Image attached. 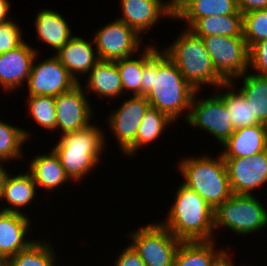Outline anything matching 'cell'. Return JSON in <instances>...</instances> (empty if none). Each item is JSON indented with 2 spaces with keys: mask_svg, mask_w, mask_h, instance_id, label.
<instances>
[{
  "mask_svg": "<svg viewBox=\"0 0 267 266\" xmlns=\"http://www.w3.org/2000/svg\"><path fill=\"white\" fill-rule=\"evenodd\" d=\"M177 187L167 217L159 222L182 242L217 240L214 209L182 182Z\"/></svg>",
  "mask_w": 267,
  "mask_h": 266,
  "instance_id": "cell-1",
  "label": "cell"
},
{
  "mask_svg": "<svg viewBox=\"0 0 267 266\" xmlns=\"http://www.w3.org/2000/svg\"><path fill=\"white\" fill-rule=\"evenodd\" d=\"M95 123L94 121L84 129L59 135L60 137L56 135L59 139L56 144L53 143L52 149L73 183L79 184L84 181L83 178L86 181L89 174L102 163L101 156L106 151L108 137L105 129Z\"/></svg>",
  "mask_w": 267,
  "mask_h": 266,
  "instance_id": "cell-2",
  "label": "cell"
},
{
  "mask_svg": "<svg viewBox=\"0 0 267 266\" xmlns=\"http://www.w3.org/2000/svg\"><path fill=\"white\" fill-rule=\"evenodd\" d=\"M196 92L175 63L162 50L160 51L158 46L157 74H154L153 88L145 96L151 107L167 114L176 124L185 114V122Z\"/></svg>",
  "mask_w": 267,
  "mask_h": 266,
  "instance_id": "cell-3",
  "label": "cell"
},
{
  "mask_svg": "<svg viewBox=\"0 0 267 266\" xmlns=\"http://www.w3.org/2000/svg\"><path fill=\"white\" fill-rule=\"evenodd\" d=\"M168 46L161 48L177 66L183 77L195 88L214 86V90L227 82L215 69L202 37L184 28ZM204 87V88H203Z\"/></svg>",
  "mask_w": 267,
  "mask_h": 266,
  "instance_id": "cell-4",
  "label": "cell"
},
{
  "mask_svg": "<svg viewBox=\"0 0 267 266\" xmlns=\"http://www.w3.org/2000/svg\"><path fill=\"white\" fill-rule=\"evenodd\" d=\"M218 153V157L208 152L201 156L181 157L176 165L182 183L196 191L213 209L233 194L225 160Z\"/></svg>",
  "mask_w": 267,
  "mask_h": 266,
  "instance_id": "cell-5",
  "label": "cell"
},
{
  "mask_svg": "<svg viewBox=\"0 0 267 266\" xmlns=\"http://www.w3.org/2000/svg\"><path fill=\"white\" fill-rule=\"evenodd\" d=\"M255 195L232 194L214 209V231L220 227L235 236L255 235L266 230L267 208Z\"/></svg>",
  "mask_w": 267,
  "mask_h": 266,
  "instance_id": "cell-6",
  "label": "cell"
},
{
  "mask_svg": "<svg viewBox=\"0 0 267 266\" xmlns=\"http://www.w3.org/2000/svg\"><path fill=\"white\" fill-rule=\"evenodd\" d=\"M129 243L146 266H173L181 240L175 237L158 220L128 231Z\"/></svg>",
  "mask_w": 267,
  "mask_h": 266,
  "instance_id": "cell-7",
  "label": "cell"
},
{
  "mask_svg": "<svg viewBox=\"0 0 267 266\" xmlns=\"http://www.w3.org/2000/svg\"><path fill=\"white\" fill-rule=\"evenodd\" d=\"M199 93L202 92L197 91L193 97L189 116L185 122L190 128L197 127L206 134L209 133L222 146L235 131L226 105L213 91L212 96L207 95V97L206 95L199 97Z\"/></svg>",
  "mask_w": 267,
  "mask_h": 266,
  "instance_id": "cell-8",
  "label": "cell"
},
{
  "mask_svg": "<svg viewBox=\"0 0 267 266\" xmlns=\"http://www.w3.org/2000/svg\"><path fill=\"white\" fill-rule=\"evenodd\" d=\"M203 43L216 71L227 81L249 70V48L243 36H206Z\"/></svg>",
  "mask_w": 267,
  "mask_h": 266,
  "instance_id": "cell-9",
  "label": "cell"
},
{
  "mask_svg": "<svg viewBox=\"0 0 267 266\" xmlns=\"http://www.w3.org/2000/svg\"><path fill=\"white\" fill-rule=\"evenodd\" d=\"M98 28L93 41L99 60L115 61L128 58L144 47L143 38L117 18Z\"/></svg>",
  "mask_w": 267,
  "mask_h": 266,
  "instance_id": "cell-10",
  "label": "cell"
},
{
  "mask_svg": "<svg viewBox=\"0 0 267 266\" xmlns=\"http://www.w3.org/2000/svg\"><path fill=\"white\" fill-rule=\"evenodd\" d=\"M120 100L122 104L110 110L105 123L116 138L118 148L124 154L135 143L143 116L151 105L142 95L129 96L128 99L123 96Z\"/></svg>",
  "mask_w": 267,
  "mask_h": 266,
  "instance_id": "cell-11",
  "label": "cell"
},
{
  "mask_svg": "<svg viewBox=\"0 0 267 266\" xmlns=\"http://www.w3.org/2000/svg\"><path fill=\"white\" fill-rule=\"evenodd\" d=\"M40 56L38 53L32 64L31 73L25 86L28 88L27 96L55 97L78 84L53 54L43 60L39 59ZM37 59L41 62H38Z\"/></svg>",
  "mask_w": 267,
  "mask_h": 266,
  "instance_id": "cell-12",
  "label": "cell"
},
{
  "mask_svg": "<svg viewBox=\"0 0 267 266\" xmlns=\"http://www.w3.org/2000/svg\"><path fill=\"white\" fill-rule=\"evenodd\" d=\"M78 83L67 92L55 96L56 132L60 135L86 128L95 118L94 106Z\"/></svg>",
  "mask_w": 267,
  "mask_h": 266,
  "instance_id": "cell-13",
  "label": "cell"
},
{
  "mask_svg": "<svg viewBox=\"0 0 267 266\" xmlns=\"http://www.w3.org/2000/svg\"><path fill=\"white\" fill-rule=\"evenodd\" d=\"M232 193L254 195L267 186V149L251 158L223 157Z\"/></svg>",
  "mask_w": 267,
  "mask_h": 266,
  "instance_id": "cell-14",
  "label": "cell"
},
{
  "mask_svg": "<svg viewBox=\"0 0 267 266\" xmlns=\"http://www.w3.org/2000/svg\"><path fill=\"white\" fill-rule=\"evenodd\" d=\"M121 6V20L140 37L153 30L163 18L174 20V7L168 0H118ZM161 18V19H160Z\"/></svg>",
  "mask_w": 267,
  "mask_h": 266,
  "instance_id": "cell-15",
  "label": "cell"
},
{
  "mask_svg": "<svg viewBox=\"0 0 267 266\" xmlns=\"http://www.w3.org/2000/svg\"><path fill=\"white\" fill-rule=\"evenodd\" d=\"M40 50L24 42L0 54V87L7 94L26 86L36 55Z\"/></svg>",
  "mask_w": 267,
  "mask_h": 266,
  "instance_id": "cell-16",
  "label": "cell"
},
{
  "mask_svg": "<svg viewBox=\"0 0 267 266\" xmlns=\"http://www.w3.org/2000/svg\"><path fill=\"white\" fill-rule=\"evenodd\" d=\"M84 38L81 35H73L53 54L77 83H80L81 77H85L99 61L93 39Z\"/></svg>",
  "mask_w": 267,
  "mask_h": 266,
  "instance_id": "cell-17",
  "label": "cell"
},
{
  "mask_svg": "<svg viewBox=\"0 0 267 266\" xmlns=\"http://www.w3.org/2000/svg\"><path fill=\"white\" fill-rule=\"evenodd\" d=\"M31 221L29 215L0 210V254L4 258L16 255L35 241L29 236Z\"/></svg>",
  "mask_w": 267,
  "mask_h": 266,
  "instance_id": "cell-18",
  "label": "cell"
},
{
  "mask_svg": "<svg viewBox=\"0 0 267 266\" xmlns=\"http://www.w3.org/2000/svg\"><path fill=\"white\" fill-rule=\"evenodd\" d=\"M37 190V185L27 169L26 172L19 170V173L17 172V174L14 175L13 173L11 175L9 172L4 183L1 200V203L3 201L6 203L0 204V210L28 215L27 212L25 213L23 210H25V208L28 209L30 205L32 206L34 201L39 200L36 197V194L38 193Z\"/></svg>",
  "mask_w": 267,
  "mask_h": 266,
  "instance_id": "cell-19",
  "label": "cell"
},
{
  "mask_svg": "<svg viewBox=\"0 0 267 266\" xmlns=\"http://www.w3.org/2000/svg\"><path fill=\"white\" fill-rule=\"evenodd\" d=\"M85 77V85L80 84L88 96L95 94L111 101L122 97V81L115 61L99 60Z\"/></svg>",
  "mask_w": 267,
  "mask_h": 266,
  "instance_id": "cell-20",
  "label": "cell"
},
{
  "mask_svg": "<svg viewBox=\"0 0 267 266\" xmlns=\"http://www.w3.org/2000/svg\"><path fill=\"white\" fill-rule=\"evenodd\" d=\"M34 18V28L39 43H45L56 53L72 37V28L66 17L53 9L38 10Z\"/></svg>",
  "mask_w": 267,
  "mask_h": 266,
  "instance_id": "cell-21",
  "label": "cell"
},
{
  "mask_svg": "<svg viewBox=\"0 0 267 266\" xmlns=\"http://www.w3.org/2000/svg\"><path fill=\"white\" fill-rule=\"evenodd\" d=\"M27 167L37 188H43L48 193L56 192L58 188L72 182L66 175L58 155L52 148L47 153H39L32 157Z\"/></svg>",
  "mask_w": 267,
  "mask_h": 266,
  "instance_id": "cell-22",
  "label": "cell"
},
{
  "mask_svg": "<svg viewBox=\"0 0 267 266\" xmlns=\"http://www.w3.org/2000/svg\"><path fill=\"white\" fill-rule=\"evenodd\" d=\"M216 243V240L181 242L173 266H219L230 254L231 247L217 248Z\"/></svg>",
  "mask_w": 267,
  "mask_h": 266,
  "instance_id": "cell-23",
  "label": "cell"
},
{
  "mask_svg": "<svg viewBox=\"0 0 267 266\" xmlns=\"http://www.w3.org/2000/svg\"><path fill=\"white\" fill-rule=\"evenodd\" d=\"M267 149L265 124L236 129L221 146L222 157L251 158Z\"/></svg>",
  "mask_w": 267,
  "mask_h": 266,
  "instance_id": "cell-24",
  "label": "cell"
},
{
  "mask_svg": "<svg viewBox=\"0 0 267 266\" xmlns=\"http://www.w3.org/2000/svg\"><path fill=\"white\" fill-rule=\"evenodd\" d=\"M236 0H178L174 20H181L189 28L197 19L237 13Z\"/></svg>",
  "mask_w": 267,
  "mask_h": 266,
  "instance_id": "cell-25",
  "label": "cell"
},
{
  "mask_svg": "<svg viewBox=\"0 0 267 266\" xmlns=\"http://www.w3.org/2000/svg\"><path fill=\"white\" fill-rule=\"evenodd\" d=\"M172 123L174 124L176 122L167 114L150 106L144 114L138 128L135 143L123 155L132 158L134 155H137V151H141L142 148L149 147L153 142H157L161 138V135L164 134L163 132L169 126L171 128Z\"/></svg>",
  "mask_w": 267,
  "mask_h": 266,
  "instance_id": "cell-26",
  "label": "cell"
},
{
  "mask_svg": "<svg viewBox=\"0 0 267 266\" xmlns=\"http://www.w3.org/2000/svg\"><path fill=\"white\" fill-rule=\"evenodd\" d=\"M236 82L230 81L213 90L224 101L234 130L262 124L254 114L243 94L236 89ZM224 91H223V90Z\"/></svg>",
  "mask_w": 267,
  "mask_h": 266,
  "instance_id": "cell-27",
  "label": "cell"
},
{
  "mask_svg": "<svg viewBox=\"0 0 267 266\" xmlns=\"http://www.w3.org/2000/svg\"><path fill=\"white\" fill-rule=\"evenodd\" d=\"M239 79L242 80V84L238 87V90L250 105L252 114L262 124H265L267 122V76H261L248 70L242 76L231 81L238 83Z\"/></svg>",
  "mask_w": 267,
  "mask_h": 266,
  "instance_id": "cell-28",
  "label": "cell"
},
{
  "mask_svg": "<svg viewBox=\"0 0 267 266\" xmlns=\"http://www.w3.org/2000/svg\"><path fill=\"white\" fill-rule=\"evenodd\" d=\"M188 29L200 37L243 36V14L209 16L197 19Z\"/></svg>",
  "mask_w": 267,
  "mask_h": 266,
  "instance_id": "cell-29",
  "label": "cell"
},
{
  "mask_svg": "<svg viewBox=\"0 0 267 266\" xmlns=\"http://www.w3.org/2000/svg\"><path fill=\"white\" fill-rule=\"evenodd\" d=\"M51 243L46 238H38L26 249L7 258V266H58L57 250Z\"/></svg>",
  "mask_w": 267,
  "mask_h": 266,
  "instance_id": "cell-30",
  "label": "cell"
},
{
  "mask_svg": "<svg viewBox=\"0 0 267 266\" xmlns=\"http://www.w3.org/2000/svg\"><path fill=\"white\" fill-rule=\"evenodd\" d=\"M30 133V129L0 120V162L8 164L11 160L23 159L22 146L32 137Z\"/></svg>",
  "mask_w": 267,
  "mask_h": 266,
  "instance_id": "cell-31",
  "label": "cell"
},
{
  "mask_svg": "<svg viewBox=\"0 0 267 266\" xmlns=\"http://www.w3.org/2000/svg\"><path fill=\"white\" fill-rule=\"evenodd\" d=\"M136 57L134 55L115 60L122 81V97L128 93L131 96L141 95L143 49L136 54Z\"/></svg>",
  "mask_w": 267,
  "mask_h": 266,
  "instance_id": "cell-32",
  "label": "cell"
},
{
  "mask_svg": "<svg viewBox=\"0 0 267 266\" xmlns=\"http://www.w3.org/2000/svg\"><path fill=\"white\" fill-rule=\"evenodd\" d=\"M27 103V115L32 118L39 127L49 133L56 132V108L55 97L52 96H25Z\"/></svg>",
  "mask_w": 267,
  "mask_h": 266,
  "instance_id": "cell-33",
  "label": "cell"
},
{
  "mask_svg": "<svg viewBox=\"0 0 267 266\" xmlns=\"http://www.w3.org/2000/svg\"><path fill=\"white\" fill-rule=\"evenodd\" d=\"M243 38L248 48L257 42L267 40V9L243 14Z\"/></svg>",
  "mask_w": 267,
  "mask_h": 266,
  "instance_id": "cell-34",
  "label": "cell"
},
{
  "mask_svg": "<svg viewBox=\"0 0 267 266\" xmlns=\"http://www.w3.org/2000/svg\"><path fill=\"white\" fill-rule=\"evenodd\" d=\"M143 48V71L141 81V95L146 96L153 88L154 74H157V46L145 43Z\"/></svg>",
  "mask_w": 267,
  "mask_h": 266,
  "instance_id": "cell-35",
  "label": "cell"
},
{
  "mask_svg": "<svg viewBox=\"0 0 267 266\" xmlns=\"http://www.w3.org/2000/svg\"><path fill=\"white\" fill-rule=\"evenodd\" d=\"M15 20L16 18L0 23V54L15 49L25 42L22 28Z\"/></svg>",
  "mask_w": 267,
  "mask_h": 266,
  "instance_id": "cell-36",
  "label": "cell"
},
{
  "mask_svg": "<svg viewBox=\"0 0 267 266\" xmlns=\"http://www.w3.org/2000/svg\"><path fill=\"white\" fill-rule=\"evenodd\" d=\"M249 70L267 76V40L257 42L249 48Z\"/></svg>",
  "mask_w": 267,
  "mask_h": 266,
  "instance_id": "cell-37",
  "label": "cell"
},
{
  "mask_svg": "<svg viewBox=\"0 0 267 266\" xmlns=\"http://www.w3.org/2000/svg\"><path fill=\"white\" fill-rule=\"evenodd\" d=\"M113 266H146L139 254L129 244L118 252Z\"/></svg>",
  "mask_w": 267,
  "mask_h": 266,
  "instance_id": "cell-38",
  "label": "cell"
},
{
  "mask_svg": "<svg viewBox=\"0 0 267 266\" xmlns=\"http://www.w3.org/2000/svg\"><path fill=\"white\" fill-rule=\"evenodd\" d=\"M238 10L244 14L249 11L267 9V0H236Z\"/></svg>",
  "mask_w": 267,
  "mask_h": 266,
  "instance_id": "cell-39",
  "label": "cell"
},
{
  "mask_svg": "<svg viewBox=\"0 0 267 266\" xmlns=\"http://www.w3.org/2000/svg\"><path fill=\"white\" fill-rule=\"evenodd\" d=\"M11 6V1L0 0V23L6 22L10 19H14L10 11Z\"/></svg>",
  "mask_w": 267,
  "mask_h": 266,
  "instance_id": "cell-40",
  "label": "cell"
},
{
  "mask_svg": "<svg viewBox=\"0 0 267 266\" xmlns=\"http://www.w3.org/2000/svg\"><path fill=\"white\" fill-rule=\"evenodd\" d=\"M4 165L5 163L0 162V204L3 196L4 183L8 173L10 172L9 170L7 171V167H5Z\"/></svg>",
  "mask_w": 267,
  "mask_h": 266,
  "instance_id": "cell-41",
  "label": "cell"
},
{
  "mask_svg": "<svg viewBox=\"0 0 267 266\" xmlns=\"http://www.w3.org/2000/svg\"><path fill=\"white\" fill-rule=\"evenodd\" d=\"M230 253L221 263L219 266H237L235 265V261L233 262V255Z\"/></svg>",
  "mask_w": 267,
  "mask_h": 266,
  "instance_id": "cell-42",
  "label": "cell"
},
{
  "mask_svg": "<svg viewBox=\"0 0 267 266\" xmlns=\"http://www.w3.org/2000/svg\"><path fill=\"white\" fill-rule=\"evenodd\" d=\"M177 1H178V0H168V2H169L173 7H175Z\"/></svg>",
  "mask_w": 267,
  "mask_h": 266,
  "instance_id": "cell-43",
  "label": "cell"
},
{
  "mask_svg": "<svg viewBox=\"0 0 267 266\" xmlns=\"http://www.w3.org/2000/svg\"><path fill=\"white\" fill-rule=\"evenodd\" d=\"M0 266H7V260H0Z\"/></svg>",
  "mask_w": 267,
  "mask_h": 266,
  "instance_id": "cell-44",
  "label": "cell"
},
{
  "mask_svg": "<svg viewBox=\"0 0 267 266\" xmlns=\"http://www.w3.org/2000/svg\"><path fill=\"white\" fill-rule=\"evenodd\" d=\"M0 260H7V258H4V257L0 254Z\"/></svg>",
  "mask_w": 267,
  "mask_h": 266,
  "instance_id": "cell-45",
  "label": "cell"
}]
</instances>
